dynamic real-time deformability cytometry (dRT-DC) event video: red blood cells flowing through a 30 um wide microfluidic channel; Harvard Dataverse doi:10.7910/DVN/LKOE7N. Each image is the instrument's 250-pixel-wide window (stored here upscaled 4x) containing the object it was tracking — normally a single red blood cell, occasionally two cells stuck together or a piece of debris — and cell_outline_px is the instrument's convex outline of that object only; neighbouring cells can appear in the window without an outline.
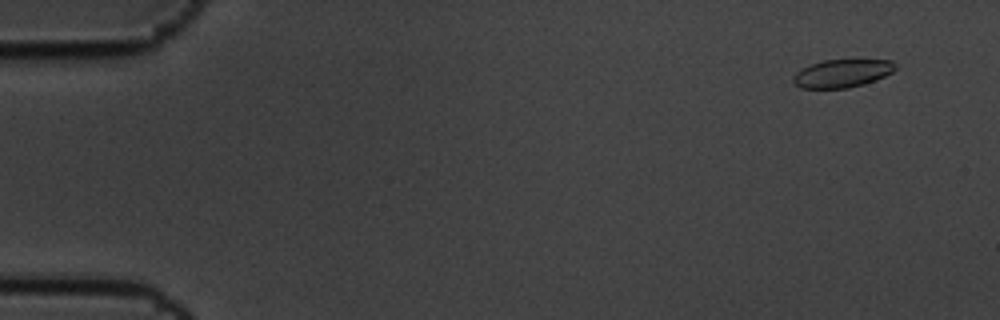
{"species": "common noctule bat (a hibernating species)", "species_latin": "Nyctalus noctula", "temperature_condition": "cold", "stored_images_in_passage": 6, "camera_frame_rate_fps": 3000, "um_per_image_px": 0.085, "animal": {"sex": "male", "body_mass_g": 19.5, "forearm_length_mm": 54.6}, "frame": {"image": 1, "passage_image": 2, "time_ms": 0.333, "image_size_px": [1000, 320], "cell_outline_px": [[896, 68], [892, 72], [876, 80], [864, 84], [848, 88], [800, 88], [792, 80], [792, 76], [796, 72], [812, 64], [824, 60], [892, 60], [896, 64]], "centroid_in_image_um": [71.6, 6.24], "position_along_channel_um": 13.4, "area_um2": 16.59}}
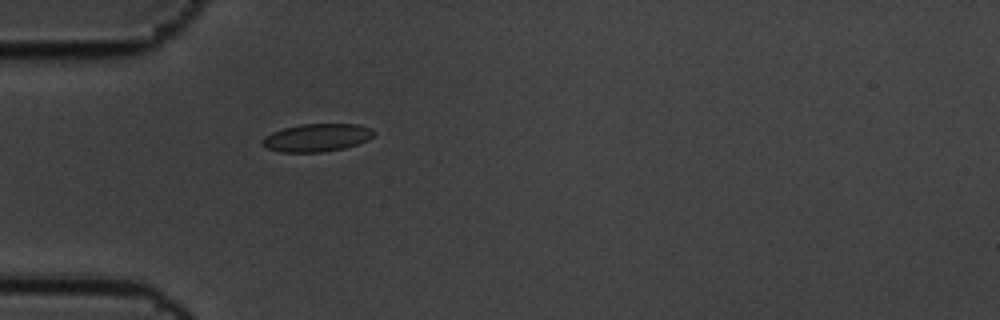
{"frame": {"image": 2, "passage_image": 6, "time_ms": 1.667, "image_size_px": [1000, 320], "cell_outline_px": [[376, 132], [372, 136], [356, 144], [344, 148], [320, 152], [280, 152], [264, 148], [260, 144], [260, 140], [264, 136], [272, 132], [284, 128], [300, 124], [356, 124], [372, 128]], "centroid_in_image_um": [26.85, 11.7], "position_along_channel_um": 58.1, "area_um2": 18.15}}